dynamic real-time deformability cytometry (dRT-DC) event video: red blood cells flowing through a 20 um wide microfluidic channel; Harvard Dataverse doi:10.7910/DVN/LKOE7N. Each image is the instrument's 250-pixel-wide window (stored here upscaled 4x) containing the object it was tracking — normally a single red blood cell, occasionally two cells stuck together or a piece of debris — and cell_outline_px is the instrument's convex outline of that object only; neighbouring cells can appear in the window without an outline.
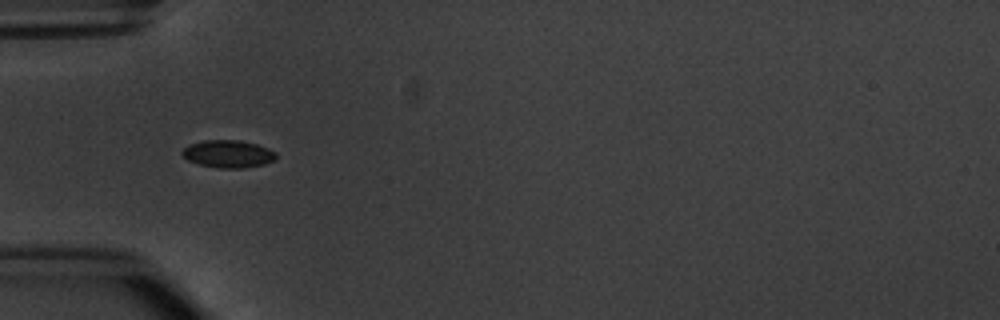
{"species": "common noctule bat (a hibernating species)", "species_latin": "Nyctalus noctula", "temperature_condition": "warm", "stored_images_in_passage": 3, "camera_frame_rate_fps": 3000, "um_per_image_px": 0.085, "animal": {"sex": "male", "body_mass_g": 20.1, "forearm_length_mm": 53.5}, "frame": {"image": 1, "passage_image": 1, "time_ms": 0.0, "image_size_px": [1000, 320], "cell_outline_px": [[276, 156], [272, 160], [264, 164], [244, 168], [220, 168], [200, 164], [188, 160], [180, 152], [184, 148], [192, 144], [204, 140], [240, 140], [256, 144], [268, 148], [276, 152]], "centroid_in_image_um": [19.4, 13.08], "position_along_channel_um": 65.6, "area_um2": 14.85}}